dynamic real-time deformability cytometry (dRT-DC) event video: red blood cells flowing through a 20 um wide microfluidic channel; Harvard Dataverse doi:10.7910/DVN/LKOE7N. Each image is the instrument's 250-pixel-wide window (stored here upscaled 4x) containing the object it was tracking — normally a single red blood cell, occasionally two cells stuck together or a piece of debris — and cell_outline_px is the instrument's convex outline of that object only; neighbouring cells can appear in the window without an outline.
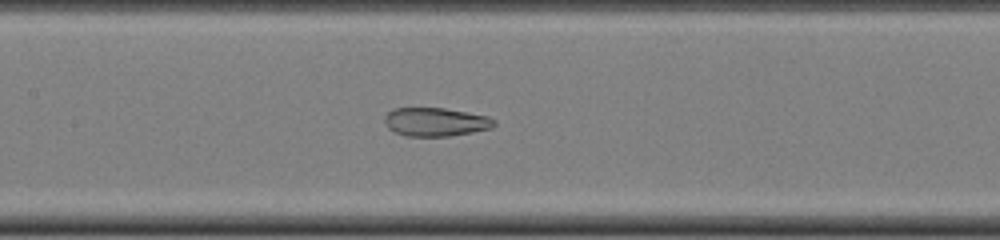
{"species": "common noctule bat (a hibernating species)", "species_latin": "Nyctalus noctula", "temperature_condition": "cold", "stored_images_in_passage": 49, "camera_frame_rate_fps": 3000, "um_per_image_px": 0.085, "animal": {"sex": "female", "body_mass_g": 22.0, "forearm_length_mm": 56.7}, "frame": {"image": 1, "passage_image": 23, "time_ms": 7.333, "image_size_px": [1000, 240], "cell_outline_px": [[496, 124], [492, 128], [472, 132], [448, 136], [404, 136], [388, 128], [384, 124], [384, 116], [392, 108], [444, 108], [488, 116], [496, 120]], "centroid_in_image_um": [37.01, 10.36], "position_along_channel_um": 170.4, "area_um2": 18.32}}
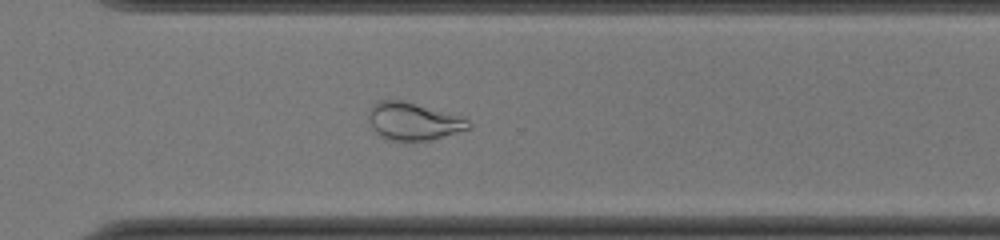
{"frame": {"image": 2, "passage_image": 35, "time_ms": 11.333, "image_size_px": [1000, 240], "cell_outline_px": [[472, 128], [428, 140], [392, 140], [380, 136], [372, 132], [368, 120], [368, 108], [376, 100], [400, 100], [464, 116], [472, 124]], "centroid_in_image_um": [35.1, 10.3], "position_along_channel_um": 335.5, "area_um2": 22.14}}
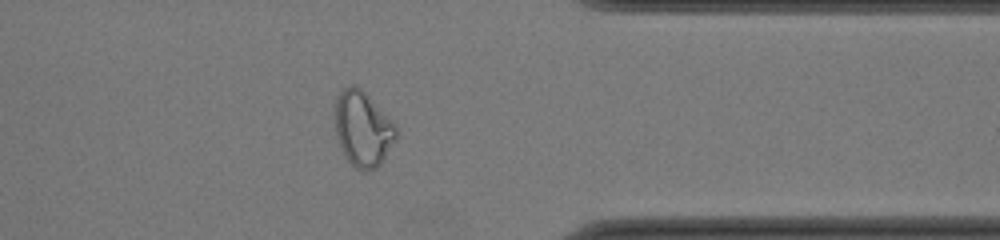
{"frame": {"image": 3, "passage_image": 39, "time_ms": 12.667, "image_size_px": [1000, 240], "cell_outline_px": [[400, 132], [396, 140], [380, 164], [376, 168], [368, 172], [364, 172], [356, 168], [344, 156], [336, 136], [332, 112], [332, 104], [336, 96], [348, 84], [356, 84], [396, 124]], "centroid_in_image_um": [30.8, 10.93], "position_along_channel_um": 380.6, "area_um2": 27.69}, "authors_computed_cell_mechanics": {"area_um2": 25.2586, "velocity_mm_per_s": 4.1205, "shape_relaxation_time_tau1_ms": null, "shape_relaxation_time_tau2_ms": 1.7602, "deformation_change_tau1": null, "deformation_change_tau2": 0.0959}}